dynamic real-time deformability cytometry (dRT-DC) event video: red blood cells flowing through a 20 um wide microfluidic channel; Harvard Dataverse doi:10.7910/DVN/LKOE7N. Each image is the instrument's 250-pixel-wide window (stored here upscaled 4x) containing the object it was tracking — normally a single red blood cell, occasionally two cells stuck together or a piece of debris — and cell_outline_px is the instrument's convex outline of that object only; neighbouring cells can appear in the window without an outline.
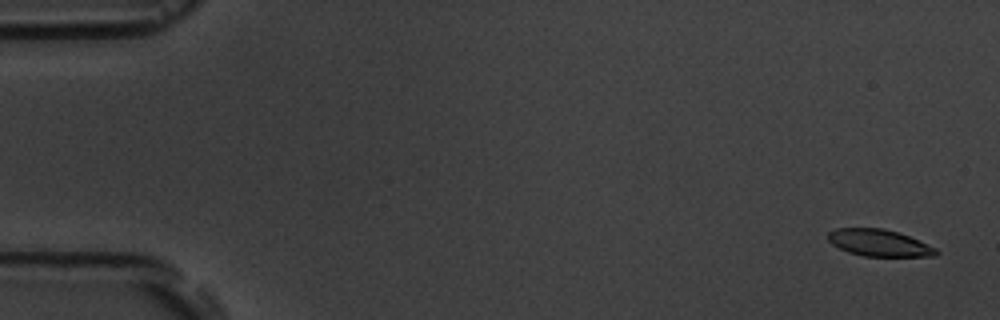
{"species": "common noctule bat (a hibernating species)", "species_latin": "Nyctalus noctula", "temperature_condition": "room temperature", "stored_images_in_passage": 5, "camera_frame_rate_fps": 3000, "um_per_image_px": 0.085, "animal": {"sex": "male", "body_mass_g": 19.5, "forearm_length_mm": 54.6}, "frame": {"image": 1, "passage_image": 1, "time_ms": 0.0, "image_size_px": [1000, 320], "cell_outline_px": [[940, 252], [936, 256], [864, 256], [848, 252], [832, 244], [828, 240], [828, 232], [836, 228], [884, 228], [900, 232], [936, 248]], "centroid_in_image_um": [74.73, 20.64], "position_along_channel_um": 10.3, "area_um2": 16.94}}
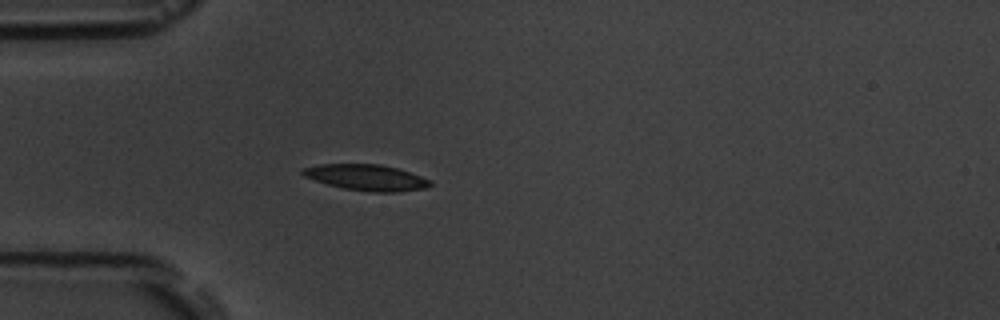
{"frame": {"image": 2, "passage_image": 5, "time_ms": 4.667, "image_size_px": [1000, 320], "cell_outline_px": [[432, 184], [424, 188], [396, 192], [372, 192], [344, 188], [328, 184], [304, 176], [300, 172], [304, 168], [320, 164], [380, 164], [400, 168], [432, 180]], "centroid_in_image_um": [31.19, 15.08], "position_along_channel_um": 53.8, "area_um2": 19.25}}